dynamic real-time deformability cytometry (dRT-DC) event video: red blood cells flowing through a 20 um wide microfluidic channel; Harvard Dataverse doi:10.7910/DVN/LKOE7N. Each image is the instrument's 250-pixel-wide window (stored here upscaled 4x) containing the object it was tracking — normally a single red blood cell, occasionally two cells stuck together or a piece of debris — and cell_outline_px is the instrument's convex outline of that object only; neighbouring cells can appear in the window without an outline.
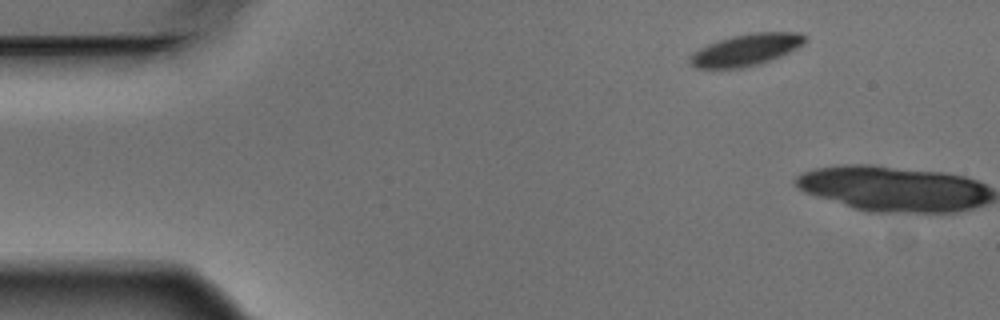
{"species": "Egyptian fruit bat (a non-hibernating species)", "species_latin": "Rousettus aegyptiacus", "temperature_condition": "warm", "stored_images_in_passage": 5, "segment_of_instrument_passage": [2, 2], "camera_frame_rate_fps": 3000, "um_per_image_px": 0.085, "animal": {"sex": "male"}, "frame": {"image": 1, "passage_image": 5, "time_ms": 1.333, "image_size_px": [1000, 320], "cell_outline_px": [[804, 40], [796, 48], [780, 56], [756, 64], [740, 68], [696, 68], [688, 60], [692, 52], [708, 44], [732, 36], [752, 32], [800, 32], [804, 36]], "centroid_in_image_um": [63.36, 4.23], "position_along_channel_um": 21.6, "area_um2": 20.81}}